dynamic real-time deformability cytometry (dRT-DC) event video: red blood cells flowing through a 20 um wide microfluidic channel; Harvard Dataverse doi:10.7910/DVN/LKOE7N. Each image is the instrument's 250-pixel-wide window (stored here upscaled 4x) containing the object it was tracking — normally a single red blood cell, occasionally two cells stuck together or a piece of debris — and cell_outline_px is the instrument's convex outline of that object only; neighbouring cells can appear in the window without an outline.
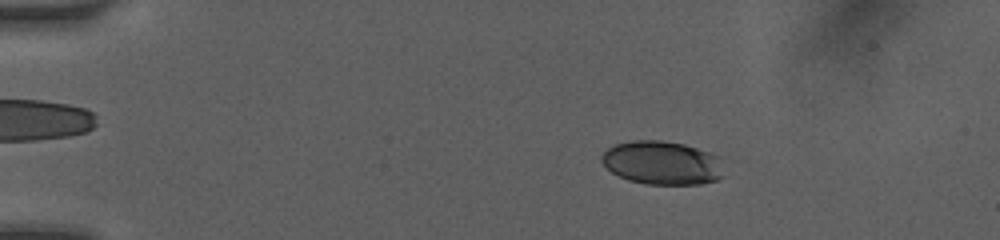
{"species": "human", "species_latin": "Homo sapiens", "temperature_condition": "room temperature", "stored_images_in_passage": 31, "camera_frame_rate_fps": 3000, "um_per_image_px": 0.085, "donor": {"sex": "female"}, "frame": {"image": 1, "passage_image": 11, "time_ms": 3.0, "image_size_px": [1000, 240], "cell_outline_px": [[724, 176], [716, 180], [700, 184], [644, 184], [628, 180], [612, 172], [600, 160], [600, 156], [608, 148], [616, 144], [632, 140], [660, 140], [684, 144], [720, 156]], "centroid_in_image_um": [56.29, 13.84], "position_along_channel_um": 28.7, "area_um2": 31.15}}
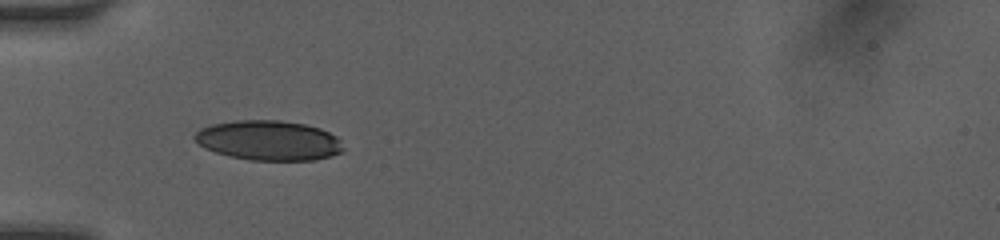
{"frame": {"image": 2, "passage_image": 22, "time_ms": 5.667, "image_size_px": [1000, 240], "cell_outline_px": [[344, 152], [332, 156], [316, 160], [252, 160], [228, 156], [204, 148], [192, 136], [200, 128], [212, 124], [236, 120], [280, 120], [304, 124], [320, 128], [336, 136], [340, 140], [344, 148]], "centroid_in_image_um": [22.86, 11.94], "position_along_channel_um": 62.1, "area_um2": 34.68}}
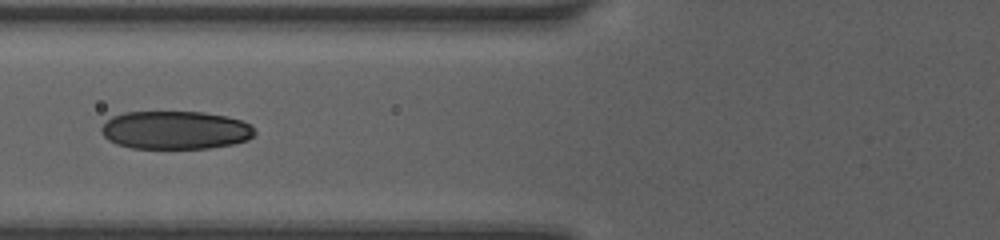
{"frame": {"image": 3, "passage_image": 28, "time_ms": 7.0, "image_size_px": [1000, 240], "cell_outline_px": [[256, 132], [248, 140], [232, 144], [208, 148], [132, 148], [116, 144], [108, 140], [100, 132], [100, 128], [112, 116], [124, 112], [204, 112], [228, 116], [252, 124]], "centroid_in_image_um": [14.91, 11.05], "position_along_channel_um": 110.9, "area_um2": 34.33}}